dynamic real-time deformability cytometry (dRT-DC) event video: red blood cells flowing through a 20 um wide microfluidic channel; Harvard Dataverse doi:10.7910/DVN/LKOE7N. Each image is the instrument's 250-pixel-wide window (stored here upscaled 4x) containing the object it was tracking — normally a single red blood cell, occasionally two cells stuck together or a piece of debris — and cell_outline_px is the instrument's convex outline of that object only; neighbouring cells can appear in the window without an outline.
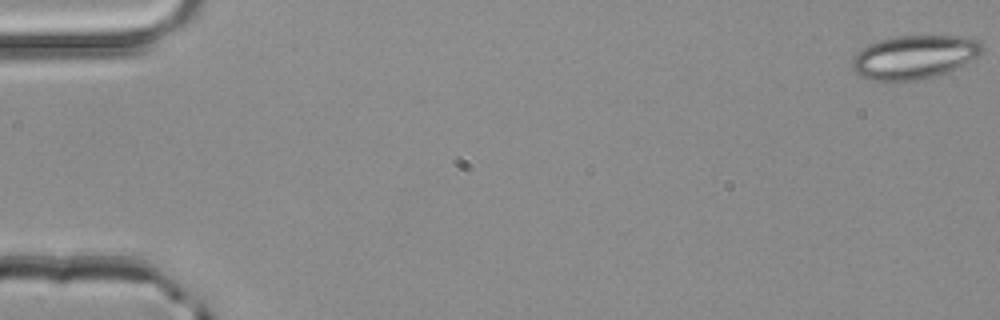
{"species": "common noctule bat (a hibernating species)", "species_latin": "Nyctalus noctula", "temperature_condition": "room temperature", "stored_images_in_passage": 52, "camera_frame_rate_fps": 3000, "um_per_image_px": 0.085, "animal": {"sex": "male", "body_mass_g": 20.4}, "frame": {"image": 1, "passage_image": 1, "time_ms": 0.0, "image_size_px": [1000, 320], "cell_outline_px": [[984, 48], [976, 56], [964, 64], [956, 68], [936, 76], [916, 80], [872, 80], [860, 76], [852, 68], [852, 60], [856, 52], [880, 40], [900, 36], [960, 36], [980, 40]], "centroid_in_image_um": [77.72, 4.85], "position_along_channel_um": 7.3, "area_um2": 32.6}}
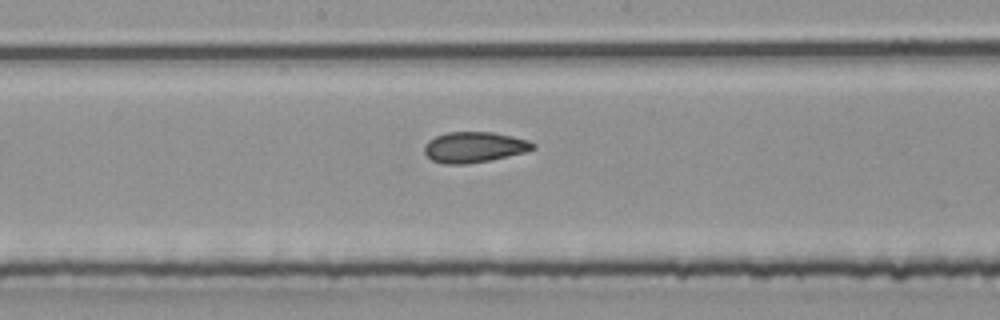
{"frame": {"image": 2, "passage_image": 28, "time_ms": 9.0, "image_size_px": [1000, 320], "cell_outline_px": [[536, 148], [524, 152], [492, 160], [468, 164], [444, 164], [432, 160], [424, 152], [424, 144], [428, 140], [436, 136], [448, 132], [492, 132], [512, 136], [528, 140], [536, 144]], "centroid_in_image_um": [40.3, 12.51], "position_along_channel_um": 207.9, "area_um2": 19.48}}
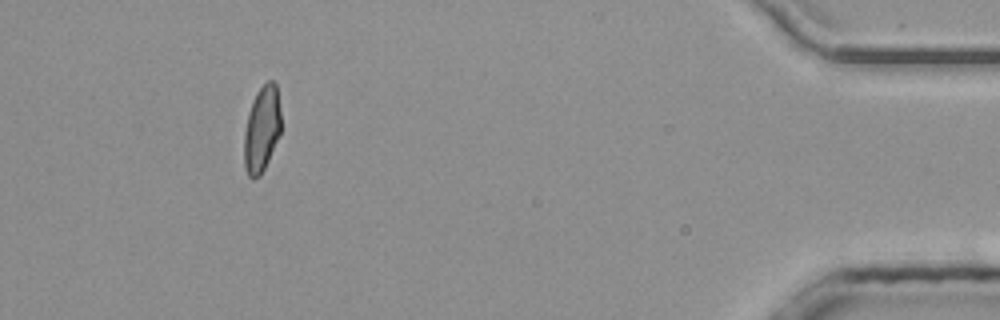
{"frame": {"image": 3, "passage_image": 48, "time_ms": 15.667, "image_size_px": [1000, 320], "cell_outline_px": [[280, 132], [268, 160], [260, 176], [252, 180], [248, 176], [244, 168], [244, 132], [248, 112], [252, 100], [256, 92], [268, 80], [272, 80], [276, 84], [280, 112]], "centroid_in_image_um": [22.22, 10.98], "position_along_channel_um": 413.0, "area_um2": 18.44}, "authors_computed_cell_mechanics": {"area_um2": 19.5364, "velocity_mm_per_s": 4.0623, "shape_relaxation_time_tau1_ms": 10.956, "shape_relaxation_time_tau2_ms": 2.3852, "deformation_change_tau1": 0.2064, "deformation_change_tau2": 0.085}}